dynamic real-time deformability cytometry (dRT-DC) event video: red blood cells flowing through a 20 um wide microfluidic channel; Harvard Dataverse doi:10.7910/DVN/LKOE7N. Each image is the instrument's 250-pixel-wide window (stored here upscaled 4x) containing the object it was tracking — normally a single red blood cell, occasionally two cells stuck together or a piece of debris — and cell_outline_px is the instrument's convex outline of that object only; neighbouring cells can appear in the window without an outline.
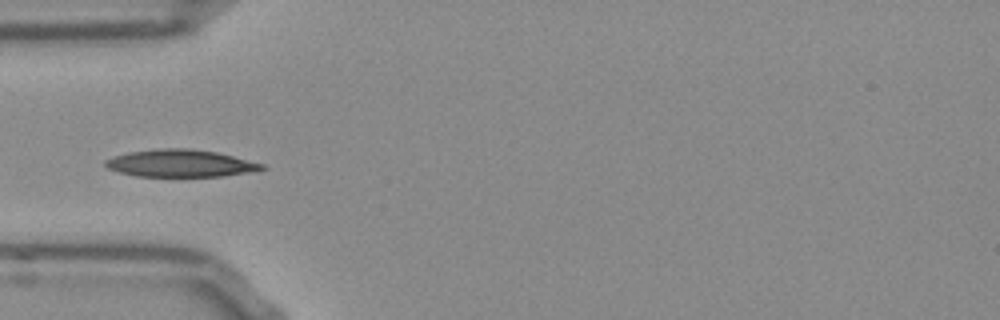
{"species": "Egyptian fruit bat (a non-hibernating species)", "species_latin": "Rousettus aegyptiacus", "temperature_condition": "room temperature", "stored_images_in_passage": 37, "camera_frame_rate_fps": 3000, "um_per_image_px": 0.085, "frame": {"image": 1, "passage_image": 1, "time_ms": 0.0, "image_size_px": [1000, 320], "cell_outline_px": [[268, 168], [248, 172], [224, 176], [136, 176], [120, 172], [108, 168], [104, 164], [104, 160], [112, 156], [128, 152], [160, 148], [192, 148], [216, 152], [264, 164]], "centroid_in_image_um": [15.31, 13.87], "position_along_channel_um": 69.7, "area_um2": 24.85}}
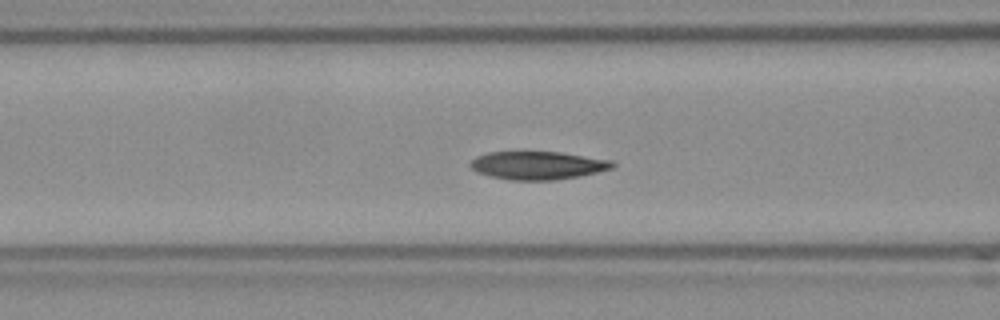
{"frame": {"image": 2, "passage_image": 5, "time_ms": 1.333, "image_size_px": [1000, 320], "cell_outline_px": [[616, 164], [612, 168], [580, 176], [552, 180], [508, 180], [488, 176], [476, 172], [468, 164], [476, 156], [488, 152], [560, 152], [612, 160]], "centroid_in_image_um": [45.68, 14.06], "position_along_channel_um": 120.9, "area_um2": 23.35}}
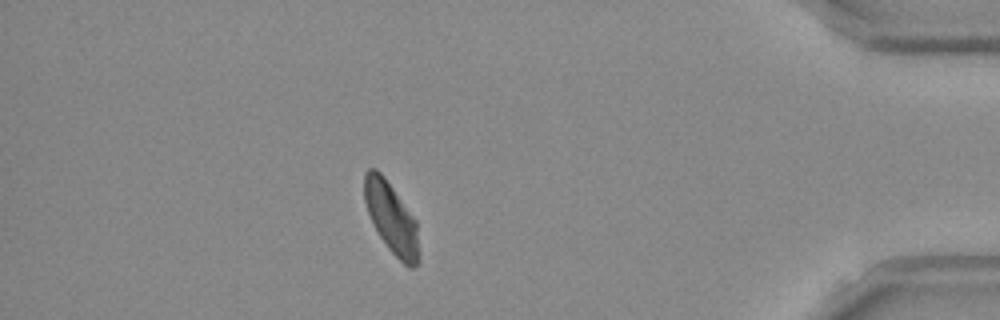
{"frame": {"image": 3, "passage_image": 31, "time_ms": 10.0, "image_size_px": [1000, 320], "cell_outline_px": [[416, 268], [408, 268], [388, 248], [380, 236], [368, 212], [364, 200], [364, 172], [368, 168], [376, 168], [384, 176], [416, 220]], "centroid_in_image_um": [33.21, 18.46], "position_along_channel_um": 402.0, "area_um2": 21.79}, "authors_computed_cell_mechanics": {"area_um2": 23.2934, "velocity_mm_per_s": 3.7854, "shape_relaxation_time_tau1_ms": 5.1117, "shape_relaxation_time_tau2_ms": 3.0076, "deformation_change_tau1": 0.1541, "deformation_change_tau2": 0.0528}}